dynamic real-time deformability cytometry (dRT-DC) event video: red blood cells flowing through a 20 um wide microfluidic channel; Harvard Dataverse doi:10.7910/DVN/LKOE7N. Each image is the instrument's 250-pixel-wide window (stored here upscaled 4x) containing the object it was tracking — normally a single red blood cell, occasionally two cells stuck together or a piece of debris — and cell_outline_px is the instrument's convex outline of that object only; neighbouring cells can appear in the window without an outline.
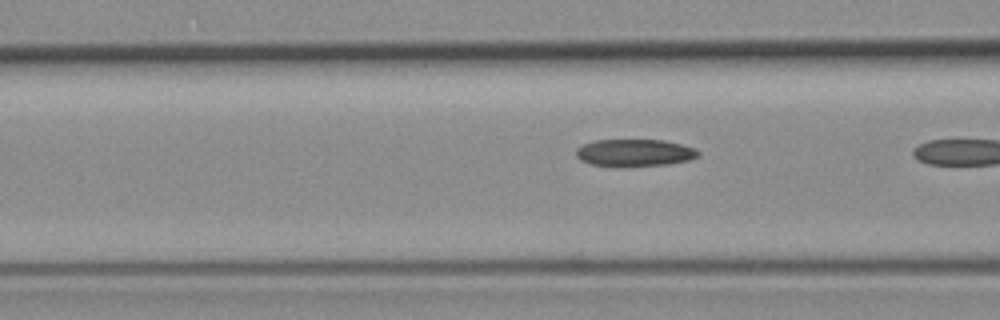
{"species": "common noctule bat (a hibernating species)", "species_latin": "Nyctalus noctula", "temperature_condition": "room temperature", "stored_images_in_passage": 11, "camera_frame_rate_fps": 3000, "um_per_image_px": 0.085, "animal": {"sex": "female", "body_mass_g": 19.3, "forearm_length_mm": 54.1}, "frame": {"image": 1, "passage_image": 10, "time_ms": 3.0, "image_size_px": [1000, 320], "cell_outline_px": [[700, 156], [688, 160], [668, 164], [620, 168], [616, 168], [592, 164], [580, 160], [576, 156], [576, 148], [584, 144], [596, 140], [664, 140], [696, 148], [700, 152]], "centroid_in_image_um": [53.94, 13.01], "position_along_channel_um": 112.7, "area_um2": 19.77}}